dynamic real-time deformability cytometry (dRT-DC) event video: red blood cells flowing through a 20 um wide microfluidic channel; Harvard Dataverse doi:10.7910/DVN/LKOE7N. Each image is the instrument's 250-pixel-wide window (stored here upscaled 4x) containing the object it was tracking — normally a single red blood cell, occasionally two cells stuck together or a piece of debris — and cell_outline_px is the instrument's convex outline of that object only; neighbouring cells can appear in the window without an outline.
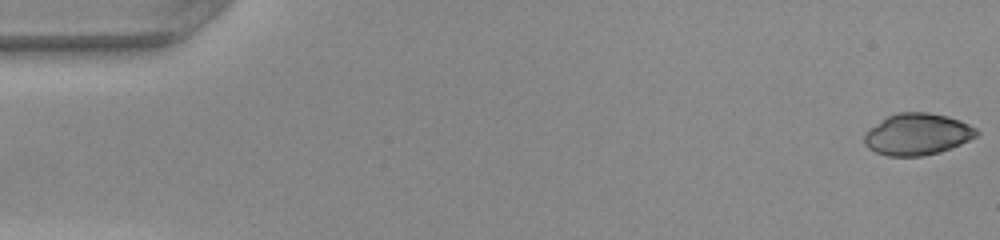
{"species": "common noctule bat (a hibernating species)", "species_latin": "Nyctalus noctula", "temperature_condition": "warm", "stored_images_in_passage": 50, "camera_frame_rate_fps": 3000, "um_per_image_px": 0.085, "animal": {"sex": "female", "body_mass_g": 22.0, "forearm_length_mm": 56.7}, "frame": {"image": 1, "passage_image": 1, "time_ms": 0.0, "image_size_px": [1000, 240], "cell_outline_px": [[980, 132], [976, 136], [960, 144], [940, 152], [920, 156], [888, 156], [876, 152], [868, 148], [864, 144], [864, 132], [888, 116], [896, 112], [928, 112], [960, 120], [976, 128]], "centroid_in_image_um": [77.95, 11.41], "position_along_channel_um": 7.0, "area_um2": 27.11}}
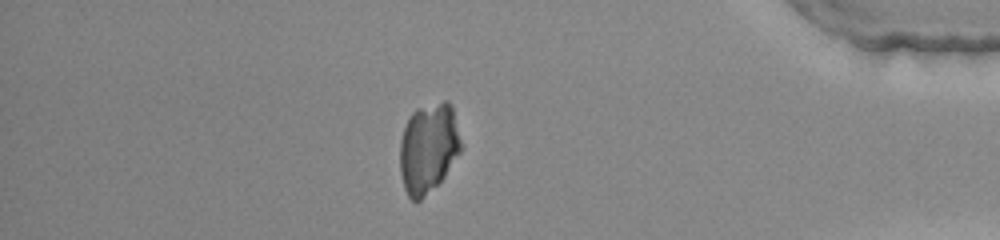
{"frame": {"image": 2, "passage_image": 43, "time_ms": 14.0, "image_size_px": [1000, 240], "cell_outline_px": [[464, 144], [460, 152], [444, 176], [416, 204], [408, 196], [404, 188], [400, 172], [400, 140], [404, 128], [412, 112], [416, 108], [444, 100], [448, 100], [452, 104]], "centroid_in_image_um": [36.44, 12.54], "position_along_channel_um": 398.8, "area_um2": 32.37}}
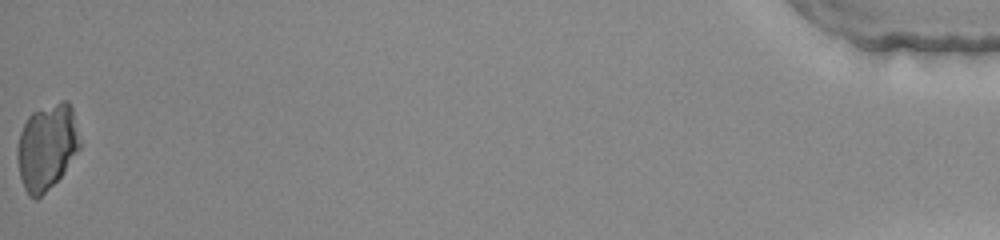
{"frame": {"image": 3, "passage_image": 50, "time_ms": 16.333, "image_size_px": [1000, 240], "cell_outline_px": [[80, 148], [60, 176], [36, 200], [28, 196], [24, 188], [20, 176], [16, 156], [16, 148], [20, 132], [28, 116], [32, 112], [60, 100], [68, 100], [72, 108], [80, 144]], "centroid_in_image_um": [3.95, 12.46], "position_along_channel_um": 431.2, "area_um2": 31.04}}